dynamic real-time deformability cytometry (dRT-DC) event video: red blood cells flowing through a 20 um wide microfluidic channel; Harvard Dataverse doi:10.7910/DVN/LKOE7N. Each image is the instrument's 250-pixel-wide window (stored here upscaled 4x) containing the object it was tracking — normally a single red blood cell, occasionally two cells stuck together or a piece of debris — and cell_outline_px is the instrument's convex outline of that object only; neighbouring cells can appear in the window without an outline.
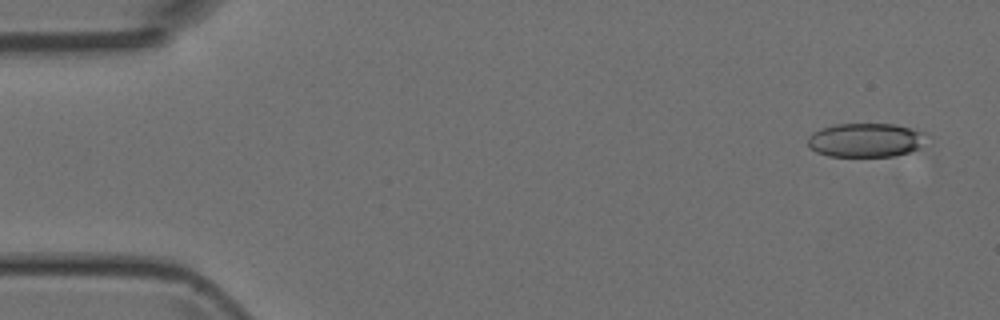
{"species": "Egyptian fruit bat (a non-hibernating species)", "species_latin": "Rousettus aegyptiacus", "temperature_condition": "room temperature", "stored_images_in_passage": 8, "camera_frame_rate_fps": 3000, "um_per_image_px": 0.085, "animal": {"sex": "female"}, "frame": {"image": 1, "passage_image": 1, "time_ms": 0.0, "image_size_px": [1000, 320], "cell_outline_px": [[924, 132], [920, 148], [896, 156], [828, 156], [816, 152], [808, 144], [808, 136], [812, 132], [820, 128], [836, 124], [892, 124]], "centroid_in_image_um": [73.52, 11.91], "position_along_channel_um": 11.5, "area_um2": 23.24}}
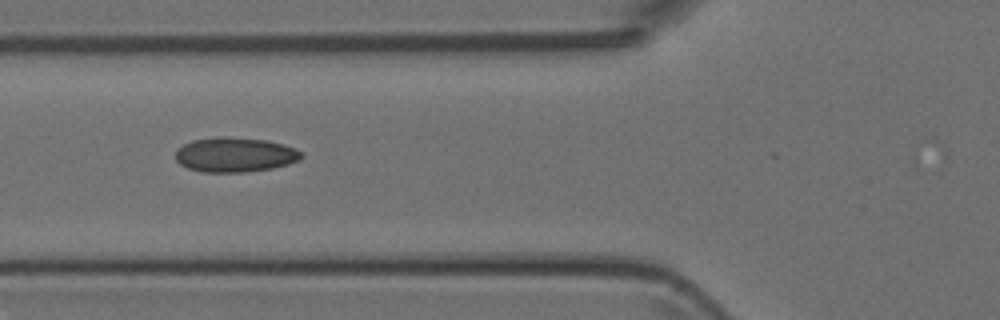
{"frame": {"image": 2, "passage_image": 5, "time_ms": 5.333, "image_size_px": [1000, 320], "cell_outline_px": [[304, 156], [288, 164], [272, 168], [244, 172], [204, 172], [188, 168], [180, 164], [176, 160], [176, 148], [192, 140], [220, 136], [228, 136], [268, 140], [284, 144], [296, 148]], "centroid_in_image_um": [19.96, 13.13], "position_along_channel_um": 105.8, "area_um2": 25.55}}
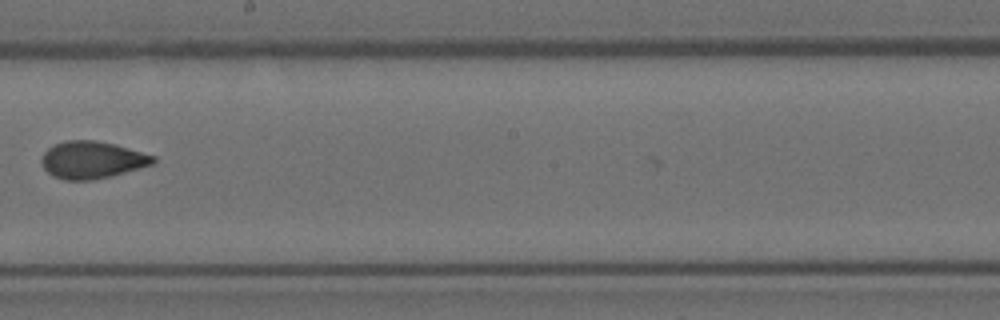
{"frame": {"image": 3, "passage_image": 8, "time_ms": 8.667, "image_size_px": [1000, 320], "cell_outline_px": [[156, 160], [152, 164], [112, 176], [92, 180], [64, 180], [52, 176], [44, 168], [40, 160], [40, 156], [52, 144], [64, 140], [96, 140], [116, 144], [156, 156]], "centroid_in_image_um": [7.79, 13.58], "position_along_channel_um": 240.4, "area_um2": 24.51}}